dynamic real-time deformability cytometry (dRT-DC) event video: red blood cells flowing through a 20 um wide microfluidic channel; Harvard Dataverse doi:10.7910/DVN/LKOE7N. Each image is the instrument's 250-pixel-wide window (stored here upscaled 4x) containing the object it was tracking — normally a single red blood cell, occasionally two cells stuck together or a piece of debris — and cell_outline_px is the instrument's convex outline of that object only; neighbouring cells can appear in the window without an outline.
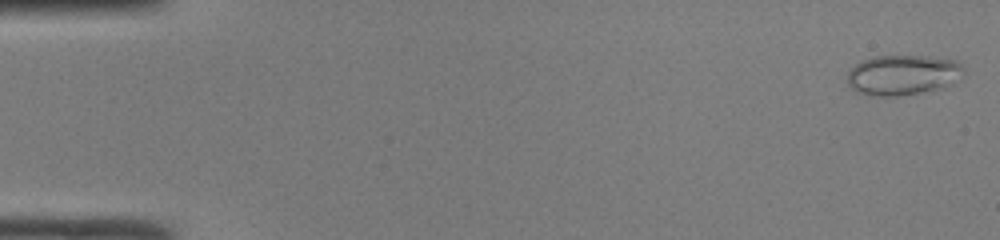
{"species": "common noctule bat (a hibernating species)", "species_latin": "Nyctalus noctula", "temperature_condition": "room temperature", "stored_images_in_passage": 49, "camera_frame_rate_fps": 3000, "um_per_image_px": 0.085, "animal": {"sex": "male", "body_mass_g": 19.0, "forearm_length_mm": 50.8}, "frame": {"image": 1, "passage_image": 1, "time_ms": 0.0, "image_size_px": [1000, 240], "cell_outline_px": [[964, 72], [952, 84], [944, 88], [896, 96], [872, 96], [856, 92], [848, 84], [848, 72], [856, 64], [872, 56], [928, 56], [956, 60], [964, 68]], "centroid_in_image_um": [76.75, 6.37], "position_along_channel_um": 8.3, "area_um2": 27.28}}
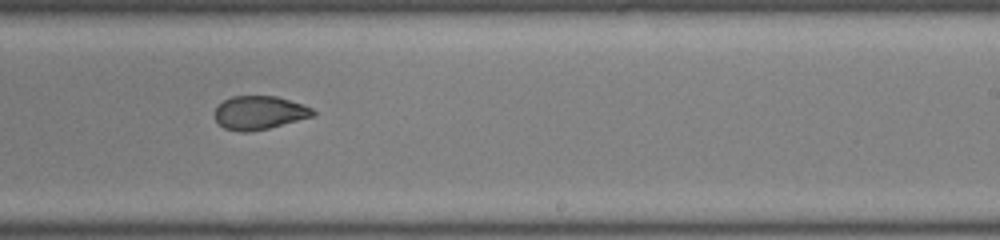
{"frame": {"image": 2, "passage_image": 30, "time_ms": 9.667, "image_size_px": [1000, 240], "cell_outline_px": [[316, 112], [312, 116], [268, 128], [252, 132], [240, 132], [224, 128], [216, 120], [216, 108], [224, 100], [232, 96], [276, 96], [312, 108]], "centroid_in_image_um": [22.02, 9.58], "position_along_channel_um": 267.0, "area_um2": 18.84}}
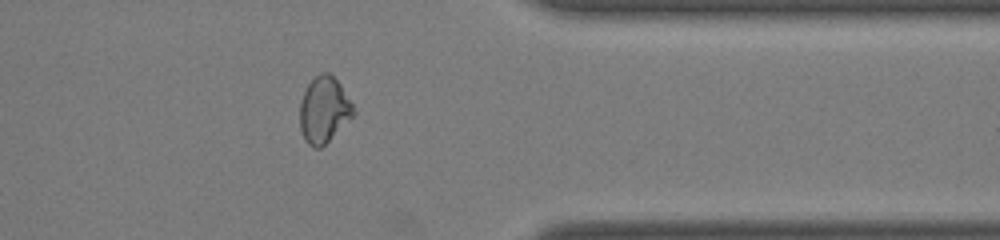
{"frame": {"image": 3, "passage_image": 39, "time_ms": 12.667, "image_size_px": [1000, 240], "cell_outline_px": [[356, 112], [320, 148], [312, 148], [304, 140], [300, 128], [300, 100], [308, 84], [320, 72], [328, 72], [340, 84], [352, 104]], "centroid_in_image_um": [27.5, 9.33], "position_along_channel_um": 383.9, "area_um2": 20.29}}